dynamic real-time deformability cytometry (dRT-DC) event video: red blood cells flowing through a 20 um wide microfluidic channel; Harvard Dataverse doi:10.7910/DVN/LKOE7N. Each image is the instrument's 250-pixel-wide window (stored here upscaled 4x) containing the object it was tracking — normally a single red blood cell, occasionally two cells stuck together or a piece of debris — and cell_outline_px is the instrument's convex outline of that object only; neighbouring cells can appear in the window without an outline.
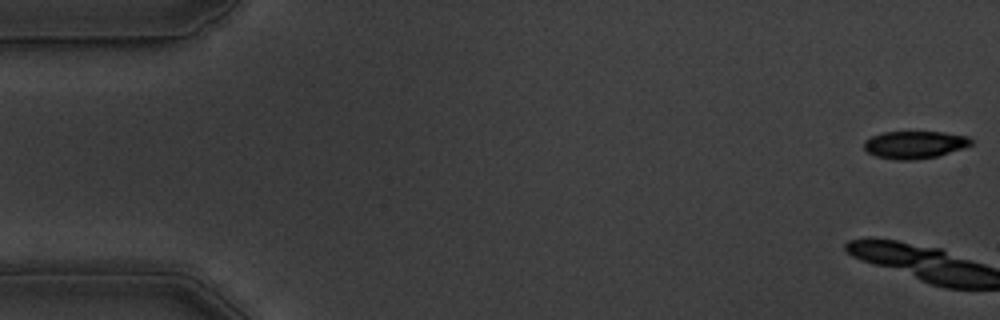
{"species": "common noctule bat (a hibernating species)", "species_latin": "Nyctalus noctula", "temperature_condition": "warm", "stored_images_in_passage": 14, "camera_frame_rate_fps": 3000, "um_per_image_px": 0.085, "animal": {"sex": "male", "body_mass_g": 19.5, "forearm_length_mm": 54.6}, "frame": {"image": 1, "passage_image": 1, "time_ms": 0.0, "image_size_px": [1000, 320], "cell_outline_px": [[972, 144], [936, 156], [916, 160], [896, 160], [876, 156], [868, 152], [864, 148], [864, 140], [872, 136], [884, 132], [944, 132], [968, 136], [972, 140]], "centroid_in_image_um": [77.71, 12.29], "position_along_channel_um": 7.3, "area_um2": 16.99}}